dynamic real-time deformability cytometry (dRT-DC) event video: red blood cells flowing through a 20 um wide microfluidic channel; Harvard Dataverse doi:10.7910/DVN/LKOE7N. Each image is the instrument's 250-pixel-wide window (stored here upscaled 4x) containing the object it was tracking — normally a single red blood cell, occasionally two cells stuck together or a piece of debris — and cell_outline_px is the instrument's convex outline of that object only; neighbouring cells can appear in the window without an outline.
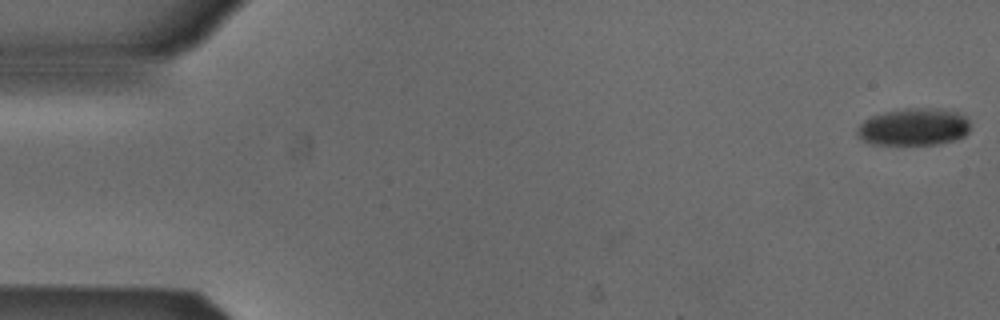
{"species": "Egyptian fruit bat (a non-hibernating species)", "species_latin": "Rousettus aegyptiacus", "temperature_condition": "cold", "stored_images_in_passage": 17, "camera_frame_rate_fps": 3000, "um_per_image_px": 0.085, "animal": {"sex": "male"}, "frame": {"image": 1, "passage_image": 1, "time_ms": 0.0, "image_size_px": [1000, 320], "cell_outline_px": [[968, 132], [964, 136], [956, 140], [940, 144], [872, 144], [864, 140], [856, 132], [860, 124], [864, 120], [872, 116], [884, 112], [904, 108], [940, 108], [956, 112], [964, 116], [968, 120]], "centroid_in_image_um": [77.69, 10.78], "position_along_channel_um": 7.3, "area_um2": 24.45}}
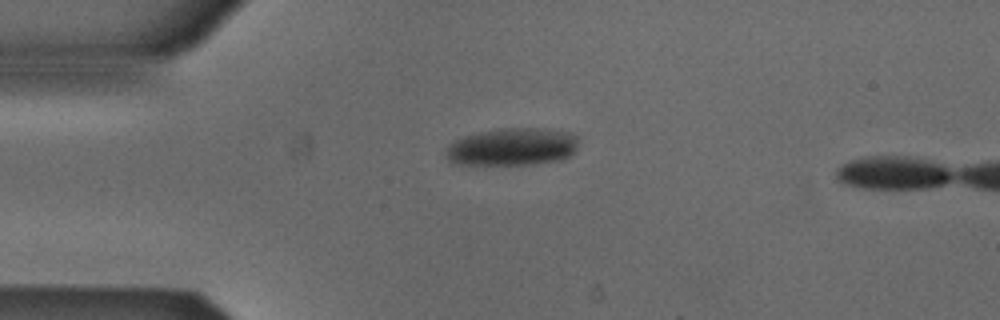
{"frame": {"image": 2, "passage_image": 13, "time_ms": 4.0, "image_size_px": [1000, 320], "cell_outline_px": [[580, 140], [576, 152], [572, 156], [560, 160], [532, 164], [452, 164], [444, 156], [444, 148], [452, 140], [464, 136], [480, 132], [504, 128], [548, 128], [568, 132], [576, 136]], "centroid_in_image_um": [43.54, 12.48], "position_along_channel_um": 41.5, "area_um2": 29.65}}